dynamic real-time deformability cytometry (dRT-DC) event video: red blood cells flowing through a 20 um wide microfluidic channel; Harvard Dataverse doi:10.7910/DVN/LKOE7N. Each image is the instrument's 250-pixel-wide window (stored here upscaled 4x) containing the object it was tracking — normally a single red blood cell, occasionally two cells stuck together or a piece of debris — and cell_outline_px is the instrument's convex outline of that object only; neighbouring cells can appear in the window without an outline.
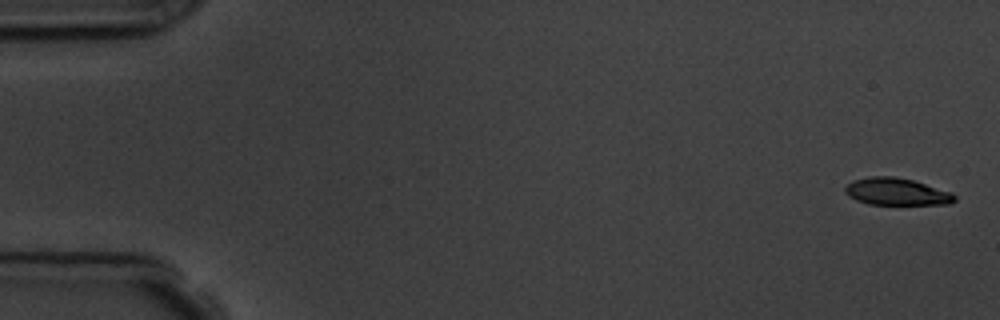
{"species": "common noctule bat (a hibernating species)", "species_latin": "Nyctalus noctula", "temperature_condition": "room temperature", "stored_images_in_passage": 15, "camera_frame_rate_fps": 3000, "um_per_image_px": 0.085, "animal": {"sex": "male", "body_mass_g": 19.5, "forearm_length_mm": 54.6}, "frame": {"image": 1, "passage_image": 1, "time_ms": 0.0, "image_size_px": [1000, 320], "cell_outline_px": [[956, 200], [948, 204], [868, 204], [856, 200], [848, 196], [844, 192], [844, 188], [852, 180], [872, 176], [892, 176], [912, 180], [952, 192], [956, 196]], "centroid_in_image_um": [76.18, 16.29], "position_along_channel_um": 8.8, "area_um2": 17.28}}
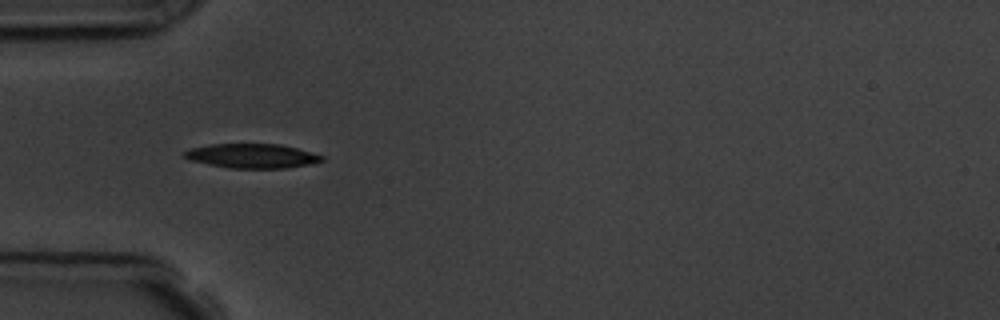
{"frame": {"image": 2, "passage_image": 5, "time_ms": 5.333, "image_size_px": [1000, 320], "cell_outline_px": [[324, 160], [312, 164], [288, 168], [228, 168], [208, 164], [192, 160], [184, 156], [184, 152], [188, 148], [208, 144], [280, 144], [296, 148], [324, 156]], "centroid_in_image_um": [21.43, 13.25], "position_along_channel_um": 63.6, "area_um2": 19.54}, "authors_computed_cell_mechanics": {"area_um2": 18.9584, "velocity_mm_per_s": 3.6721, "shape_relaxation_time_tau1_ms": 1.4655, "shape_relaxation_time_tau2_ms": 10.251, "deformation_change_tau1": 0.1043, "deformation_change_tau2": 0.1861}}